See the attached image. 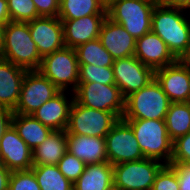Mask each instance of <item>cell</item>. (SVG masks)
I'll return each instance as SVG.
<instances>
[{
	"label": "cell",
	"instance_id": "1",
	"mask_svg": "<svg viewBox=\"0 0 190 190\" xmlns=\"http://www.w3.org/2000/svg\"><path fill=\"white\" fill-rule=\"evenodd\" d=\"M183 9L157 3L153 8L151 30L164 41L178 59L190 51V22Z\"/></svg>",
	"mask_w": 190,
	"mask_h": 190
},
{
	"label": "cell",
	"instance_id": "2",
	"mask_svg": "<svg viewBox=\"0 0 190 190\" xmlns=\"http://www.w3.org/2000/svg\"><path fill=\"white\" fill-rule=\"evenodd\" d=\"M0 57L27 71H38L42 58L31 38L28 22L10 21L5 25Z\"/></svg>",
	"mask_w": 190,
	"mask_h": 190
},
{
	"label": "cell",
	"instance_id": "3",
	"mask_svg": "<svg viewBox=\"0 0 190 190\" xmlns=\"http://www.w3.org/2000/svg\"><path fill=\"white\" fill-rule=\"evenodd\" d=\"M131 128L145 158L170 164L172 144L164 120L123 119Z\"/></svg>",
	"mask_w": 190,
	"mask_h": 190
},
{
	"label": "cell",
	"instance_id": "4",
	"mask_svg": "<svg viewBox=\"0 0 190 190\" xmlns=\"http://www.w3.org/2000/svg\"><path fill=\"white\" fill-rule=\"evenodd\" d=\"M156 4L151 0H112L106 7L107 17L137 40L151 31Z\"/></svg>",
	"mask_w": 190,
	"mask_h": 190
},
{
	"label": "cell",
	"instance_id": "5",
	"mask_svg": "<svg viewBox=\"0 0 190 190\" xmlns=\"http://www.w3.org/2000/svg\"><path fill=\"white\" fill-rule=\"evenodd\" d=\"M171 101L161 85L154 79L147 86L125 98L122 119L164 120Z\"/></svg>",
	"mask_w": 190,
	"mask_h": 190
},
{
	"label": "cell",
	"instance_id": "6",
	"mask_svg": "<svg viewBox=\"0 0 190 190\" xmlns=\"http://www.w3.org/2000/svg\"><path fill=\"white\" fill-rule=\"evenodd\" d=\"M38 71L60 91L74 92L79 83V63L76 50L64 47L42 58ZM73 84V85H72Z\"/></svg>",
	"mask_w": 190,
	"mask_h": 190
},
{
	"label": "cell",
	"instance_id": "7",
	"mask_svg": "<svg viewBox=\"0 0 190 190\" xmlns=\"http://www.w3.org/2000/svg\"><path fill=\"white\" fill-rule=\"evenodd\" d=\"M144 158L113 165L114 190H151L155 177L165 163Z\"/></svg>",
	"mask_w": 190,
	"mask_h": 190
},
{
	"label": "cell",
	"instance_id": "8",
	"mask_svg": "<svg viewBox=\"0 0 190 190\" xmlns=\"http://www.w3.org/2000/svg\"><path fill=\"white\" fill-rule=\"evenodd\" d=\"M113 112H106L72 103L66 134L105 138L119 121Z\"/></svg>",
	"mask_w": 190,
	"mask_h": 190
},
{
	"label": "cell",
	"instance_id": "9",
	"mask_svg": "<svg viewBox=\"0 0 190 190\" xmlns=\"http://www.w3.org/2000/svg\"><path fill=\"white\" fill-rule=\"evenodd\" d=\"M74 100L89 108L115 113L122 119L125 110V98L116 84L78 83L73 92Z\"/></svg>",
	"mask_w": 190,
	"mask_h": 190
},
{
	"label": "cell",
	"instance_id": "10",
	"mask_svg": "<svg viewBox=\"0 0 190 190\" xmlns=\"http://www.w3.org/2000/svg\"><path fill=\"white\" fill-rule=\"evenodd\" d=\"M59 92L60 90L39 71H27L13 113L32 115L40 106Z\"/></svg>",
	"mask_w": 190,
	"mask_h": 190
},
{
	"label": "cell",
	"instance_id": "11",
	"mask_svg": "<svg viewBox=\"0 0 190 190\" xmlns=\"http://www.w3.org/2000/svg\"><path fill=\"white\" fill-rule=\"evenodd\" d=\"M107 159L111 165L144 159L132 128L123 120L105 136Z\"/></svg>",
	"mask_w": 190,
	"mask_h": 190
},
{
	"label": "cell",
	"instance_id": "12",
	"mask_svg": "<svg viewBox=\"0 0 190 190\" xmlns=\"http://www.w3.org/2000/svg\"><path fill=\"white\" fill-rule=\"evenodd\" d=\"M112 67L115 84L124 98L155 79V71L135 56L115 59Z\"/></svg>",
	"mask_w": 190,
	"mask_h": 190
},
{
	"label": "cell",
	"instance_id": "13",
	"mask_svg": "<svg viewBox=\"0 0 190 190\" xmlns=\"http://www.w3.org/2000/svg\"><path fill=\"white\" fill-rule=\"evenodd\" d=\"M155 79L171 103L190 102V66L184 60L155 70Z\"/></svg>",
	"mask_w": 190,
	"mask_h": 190
},
{
	"label": "cell",
	"instance_id": "14",
	"mask_svg": "<svg viewBox=\"0 0 190 190\" xmlns=\"http://www.w3.org/2000/svg\"><path fill=\"white\" fill-rule=\"evenodd\" d=\"M28 27L41 58L65 47L63 24L58 17L40 16L29 21Z\"/></svg>",
	"mask_w": 190,
	"mask_h": 190
},
{
	"label": "cell",
	"instance_id": "15",
	"mask_svg": "<svg viewBox=\"0 0 190 190\" xmlns=\"http://www.w3.org/2000/svg\"><path fill=\"white\" fill-rule=\"evenodd\" d=\"M0 162L10 171L30 170L33 153L11 124L0 141Z\"/></svg>",
	"mask_w": 190,
	"mask_h": 190
},
{
	"label": "cell",
	"instance_id": "16",
	"mask_svg": "<svg viewBox=\"0 0 190 190\" xmlns=\"http://www.w3.org/2000/svg\"><path fill=\"white\" fill-rule=\"evenodd\" d=\"M134 56L154 71L178 60L152 30L136 40Z\"/></svg>",
	"mask_w": 190,
	"mask_h": 190
},
{
	"label": "cell",
	"instance_id": "17",
	"mask_svg": "<svg viewBox=\"0 0 190 190\" xmlns=\"http://www.w3.org/2000/svg\"><path fill=\"white\" fill-rule=\"evenodd\" d=\"M107 15H88L79 19L61 20L65 47L78 46L98 39L101 26Z\"/></svg>",
	"mask_w": 190,
	"mask_h": 190
},
{
	"label": "cell",
	"instance_id": "18",
	"mask_svg": "<svg viewBox=\"0 0 190 190\" xmlns=\"http://www.w3.org/2000/svg\"><path fill=\"white\" fill-rule=\"evenodd\" d=\"M98 39L114 60L134 56L136 40L108 17L101 26Z\"/></svg>",
	"mask_w": 190,
	"mask_h": 190
},
{
	"label": "cell",
	"instance_id": "19",
	"mask_svg": "<svg viewBox=\"0 0 190 190\" xmlns=\"http://www.w3.org/2000/svg\"><path fill=\"white\" fill-rule=\"evenodd\" d=\"M64 92L60 91L53 98L46 101L32 115L46 127L53 131L66 130L74 95L67 100Z\"/></svg>",
	"mask_w": 190,
	"mask_h": 190
},
{
	"label": "cell",
	"instance_id": "20",
	"mask_svg": "<svg viewBox=\"0 0 190 190\" xmlns=\"http://www.w3.org/2000/svg\"><path fill=\"white\" fill-rule=\"evenodd\" d=\"M67 151L86 165L108 162L105 138L67 134Z\"/></svg>",
	"mask_w": 190,
	"mask_h": 190
},
{
	"label": "cell",
	"instance_id": "21",
	"mask_svg": "<svg viewBox=\"0 0 190 190\" xmlns=\"http://www.w3.org/2000/svg\"><path fill=\"white\" fill-rule=\"evenodd\" d=\"M27 70L0 57V106L14 110Z\"/></svg>",
	"mask_w": 190,
	"mask_h": 190
},
{
	"label": "cell",
	"instance_id": "22",
	"mask_svg": "<svg viewBox=\"0 0 190 190\" xmlns=\"http://www.w3.org/2000/svg\"><path fill=\"white\" fill-rule=\"evenodd\" d=\"M73 190H114L113 165L109 162L87 164L73 183Z\"/></svg>",
	"mask_w": 190,
	"mask_h": 190
},
{
	"label": "cell",
	"instance_id": "23",
	"mask_svg": "<svg viewBox=\"0 0 190 190\" xmlns=\"http://www.w3.org/2000/svg\"><path fill=\"white\" fill-rule=\"evenodd\" d=\"M66 152V130L52 131L42 144L32 150L33 165H57Z\"/></svg>",
	"mask_w": 190,
	"mask_h": 190
},
{
	"label": "cell",
	"instance_id": "24",
	"mask_svg": "<svg viewBox=\"0 0 190 190\" xmlns=\"http://www.w3.org/2000/svg\"><path fill=\"white\" fill-rule=\"evenodd\" d=\"M12 125L31 150L42 144L53 131L43 125L33 115L14 113Z\"/></svg>",
	"mask_w": 190,
	"mask_h": 190
},
{
	"label": "cell",
	"instance_id": "25",
	"mask_svg": "<svg viewBox=\"0 0 190 190\" xmlns=\"http://www.w3.org/2000/svg\"><path fill=\"white\" fill-rule=\"evenodd\" d=\"M106 7L102 0H60L58 18L72 20L88 15H107Z\"/></svg>",
	"mask_w": 190,
	"mask_h": 190
},
{
	"label": "cell",
	"instance_id": "26",
	"mask_svg": "<svg viewBox=\"0 0 190 190\" xmlns=\"http://www.w3.org/2000/svg\"><path fill=\"white\" fill-rule=\"evenodd\" d=\"M165 124L170 140L190 132V102L171 103L165 116Z\"/></svg>",
	"mask_w": 190,
	"mask_h": 190
},
{
	"label": "cell",
	"instance_id": "27",
	"mask_svg": "<svg viewBox=\"0 0 190 190\" xmlns=\"http://www.w3.org/2000/svg\"><path fill=\"white\" fill-rule=\"evenodd\" d=\"M75 50L79 65L92 64L97 67H112L114 63V58L103 47L99 39L86 42Z\"/></svg>",
	"mask_w": 190,
	"mask_h": 190
},
{
	"label": "cell",
	"instance_id": "28",
	"mask_svg": "<svg viewBox=\"0 0 190 190\" xmlns=\"http://www.w3.org/2000/svg\"><path fill=\"white\" fill-rule=\"evenodd\" d=\"M31 170L41 190H73V183L59 171L57 165H33Z\"/></svg>",
	"mask_w": 190,
	"mask_h": 190
},
{
	"label": "cell",
	"instance_id": "29",
	"mask_svg": "<svg viewBox=\"0 0 190 190\" xmlns=\"http://www.w3.org/2000/svg\"><path fill=\"white\" fill-rule=\"evenodd\" d=\"M115 84L113 67H97L92 64L79 65V83Z\"/></svg>",
	"mask_w": 190,
	"mask_h": 190
},
{
	"label": "cell",
	"instance_id": "30",
	"mask_svg": "<svg viewBox=\"0 0 190 190\" xmlns=\"http://www.w3.org/2000/svg\"><path fill=\"white\" fill-rule=\"evenodd\" d=\"M11 21L29 22L40 17L32 0H7Z\"/></svg>",
	"mask_w": 190,
	"mask_h": 190
},
{
	"label": "cell",
	"instance_id": "31",
	"mask_svg": "<svg viewBox=\"0 0 190 190\" xmlns=\"http://www.w3.org/2000/svg\"><path fill=\"white\" fill-rule=\"evenodd\" d=\"M59 171L72 183L84 172L86 164L68 151L57 164Z\"/></svg>",
	"mask_w": 190,
	"mask_h": 190
},
{
	"label": "cell",
	"instance_id": "32",
	"mask_svg": "<svg viewBox=\"0 0 190 190\" xmlns=\"http://www.w3.org/2000/svg\"><path fill=\"white\" fill-rule=\"evenodd\" d=\"M8 190H41L34 175L30 170L12 171Z\"/></svg>",
	"mask_w": 190,
	"mask_h": 190
},
{
	"label": "cell",
	"instance_id": "33",
	"mask_svg": "<svg viewBox=\"0 0 190 190\" xmlns=\"http://www.w3.org/2000/svg\"><path fill=\"white\" fill-rule=\"evenodd\" d=\"M151 190H179L176 171L169 164L157 173Z\"/></svg>",
	"mask_w": 190,
	"mask_h": 190
},
{
	"label": "cell",
	"instance_id": "34",
	"mask_svg": "<svg viewBox=\"0 0 190 190\" xmlns=\"http://www.w3.org/2000/svg\"><path fill=\"white\" fill-rule=\"evenodd\" d=\"M190 163V132L173 141L170 164Z\"/></svg>",
	"mask_w": 190,
	"mask_h": 190
},
{
	"label": "cell",
	"instance_id": "35",
	"mask_svg": "<svg viewBox=\"0 0 190 190\" xmlns=\"http://www.w3.org/2000/svg\"><path fill=\"white\" fill-rule=\"evenodd\" d=\"M42 17H58L60 0H32Z\"/></svg>",
	"mask_w": 190,
	"mask_h": 190
},
{
	"label": "cell",
	"instance_id": "36",
	"mask_svg": "<svg viewBox=\"0 0 190 190\" xmlns=\"http://www.w3.org/2000/svg\"><path fill=\"white\" fill-rule=\"evenodd\" d=\"M177 174L179 190H190V169L184 164H169Z\"/></svg>",
	"mask_w": 190,
	"mask_h": 190
},
{
	"label": "cell",
	"instance_id": "37",
	"mask_svg": "<svg viewBox=\"0 0 190 190\" xmlns=\"http://www.w3.org/2000/svg\"><path fill=\"white\" fill-rule=\"evenodd\" d=\"M13 114V111L9 108L0 106V141L5 131L12 124Z\"/></svg>",
	"mask_w": 190,
	"mask_h": 190
},
{
	"label": "cell",
	"instance_id": "38",
	"mask_svg": "<svg viewBox=\"0 0 190 190\" xmlns=\"http://www.w3.org/2000/svg\"><path fill=\"white\" fill-rule=\"evenodd\" d=\"M11 173L12 171H10L0 162V190L9 189V180Z\"/></svg>",
	"mask_w": 190,
	"mask_h": 190
},
{
	"label": "cell",
	"instance_id": "39",
	"mask_svg": "<svg viewBox=\"0 0 190 190\" xmlns=\"http://www.w3.org/2000/svg\"><path fill=\"white\" fill-rule=\"evenodd\" d=\"M160 3L165 6L180 8L184 11L190 8V0H161Z\"/></svg>",
	"mask_w": 190,
	"mask_h": 190
},
{
	"label": "cell",
	"instance_id": "40",
	"mask_svg": "<svg viewBox=\"0 0 190 190\" xmlns=\"http://www.w3.org/2000/svg\"><path fill=\"white\" fill-rule=\"evenodd\" d=\"M10 21L7 0H0V23L6 25Z\"/></svg>",
	"mask_w": 190,
	"mask_h": 190
},
{
	"label": "cell",
	"instance_id": "41",
	"mask_svg": "<svg viewBox=\"0 0 190 190\" xmlns=\"http://www.w3.org/2000/svg\"><path fill=\"white\" fill-rule=\"evenodd\" d=\"M4 27H5V25L0 23V50H1L2 44H3Z\"/></svg>",
	"mask_w": 190,
	"mask_h": 190
},
{
	"label": "cell",
	"instance_id": "42",
	"mask_svg": "<svg viewBox=\"0 0 190 190\" xmlns=\"http://www.w3.org/2000/svg\"><path fill=\"white\" fill-rule=\"evenodd\" d=\"M183 60L190 66V51H189V53L183 58Z\"/></svg>",
	"mask_w": 190,
	"mask_h": 190
},
{
	"label": "cell",
	"instance_id": "43",
	"mask_svg": "<svg viewBox=\"0 0 190 190\" xmlns=\"http://www.w3.org/2000/svg\"><path fill=\"white\" fill-rule=\"evenodd\" d=\"M106 5H108L112 0H102Z\"/></svg>",
	"mask_w": 190,
	"mask_h": 190
},
{
	"label": "cell",
	"instance_id": "44",
	"mask_svg": "<svg viewBox=\"0 0 190 190\" xmlns=\"http://www.w3.org/2000/svg\"><path fill=\"white\" fill-rule=\"evenodd\" d=\"M151 1H153L155 3H160L161 2V0H151Z\"/></svg>",
	"mask_w": 190,
	"mask_h": 190
}]
</instances>
